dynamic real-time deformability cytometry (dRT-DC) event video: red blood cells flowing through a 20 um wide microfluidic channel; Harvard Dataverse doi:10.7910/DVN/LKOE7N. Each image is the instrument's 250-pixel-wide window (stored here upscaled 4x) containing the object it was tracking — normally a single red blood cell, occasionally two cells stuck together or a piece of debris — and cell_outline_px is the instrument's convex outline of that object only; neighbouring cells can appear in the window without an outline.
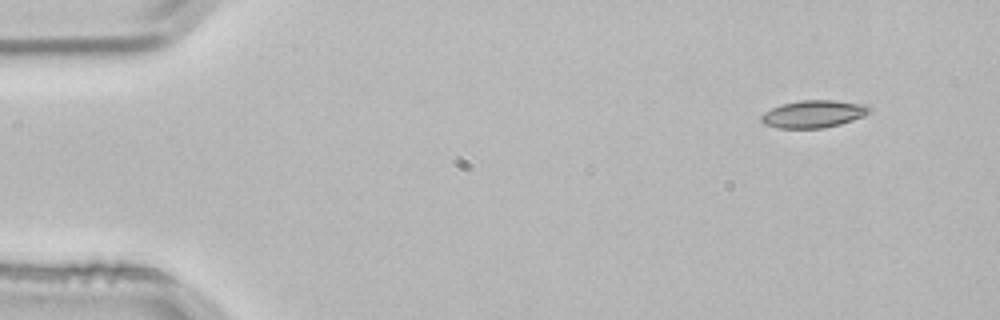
{"species": "common noctule bat (a hibernating species)", "species_latin": "Nyctalus noctula", "temperature_condition": "room temperature", "stored_images_in_passage": 2, "camera_frame_rate_fps": 3000, "um_per_image_px": 0.085, "animal": {"sex": "male", "body_mass_g": 21.5, "forearm_length_mm": 52.0}, "frame": {"image": 1, "passage_image": 1, "time_ms": 0.0, "image_size_px": [1000, 320], "cell_outline_px": [[872, 108], [868, 112], [852, 120], [840, 124], [824, 128], [776, 128], [764, 124], [760, 120], [760, 116], [764, 112], [772, 108], [784, 104], [800, 100], [836, 100], [868, 104]], "centroid_in_image_um": [69.14, 9.68], "position_along_channel_um": 15.9, "area_um2": 17.28}}